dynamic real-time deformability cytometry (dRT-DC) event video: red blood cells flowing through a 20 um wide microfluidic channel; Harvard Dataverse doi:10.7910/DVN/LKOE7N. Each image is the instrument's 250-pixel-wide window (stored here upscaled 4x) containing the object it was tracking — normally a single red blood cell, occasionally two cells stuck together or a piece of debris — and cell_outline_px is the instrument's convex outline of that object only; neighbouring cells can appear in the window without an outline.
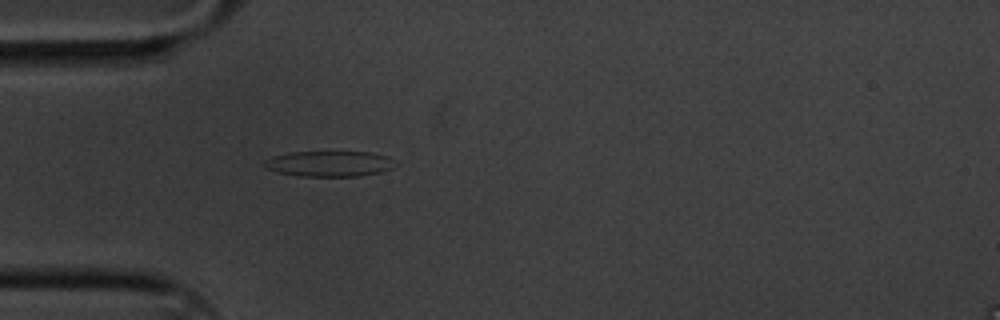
{"species": "common noctule bat (a hibernating species)", "species_latin": "Nyctalus noctula", "temperature_condition": "cold", "stored_images_in_passage": 43, "camera_frame_rate_fps": 3000, "um_per_image_px": 0.085, "animal": {"sex": "male", "body_mass_g": 20.1, "forearm_length_mm": 53.5}, "frame": {"image": 1, "passage_image": 1, "time_ms": 0.0, "image_size_px": [1000, 320], "cell_outline_px": [[396, 164], [392, 168], [380, 172], [360, 176], [296, 176], [276, 172], [264, 168], [260, 164], [264, 160], [272, 156], [288, 152], [368, 152], [388, 156]], "centroid_in_image_um": [27.91, 13.92], "position_along_channel_um": 57.1, "area_um2": 19.77}}
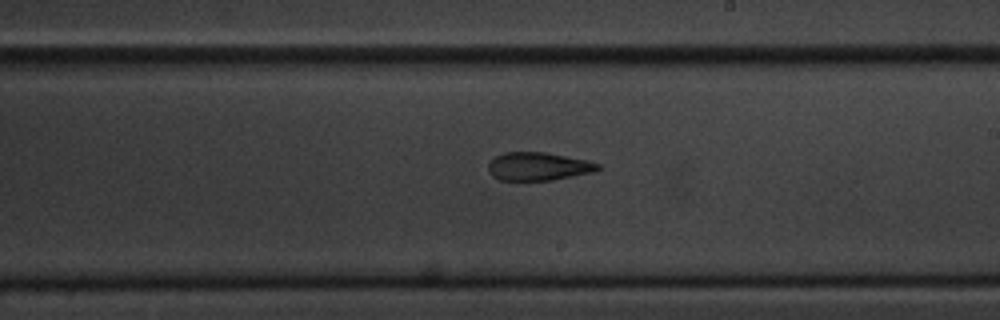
{"frame": {"image": 2, "passage_image": 18, "time_ms": 5.667, "image_size_px": [1000, 320], "cell_outline_px": [[600, 168], [596, 172], [552, 180], [500, 180], [492, 176], [488, 168], [488, 164], [496, 156], [504, 152], [544, 152], [588, 160], [600, 164]], "centroid_in_image_um": [45.79, 14.14], "position_along_channel_um": 243.2, "area_um2": 18.03}}
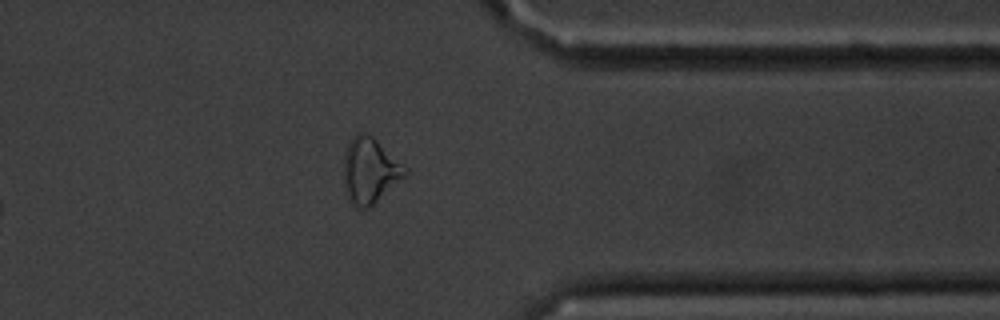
{"frame": {"image": 3, "passage_image": 31, "time_ms": 10.0, "image_size_px": [1000, 320], "cell_outline_px": [[408, 172], [404, 176], [368, 208], [360, 208], [352, 200], [344, 184], [344, 152], [352, 136], [356, 132], [364, 132], [372, 136], [408, 168]], "centroid_in_image_um": [31.44, 14.42], "position_along_channel_um": 380.0, "area_um2": 22.77}, "authors_computed_cell_mechanics": {"area_um2": 19.0162, "velocity_mm_per_s": 3.3478, "shape_relaxation_time_tau1_ms": 10.0318, "shape_relaxation_time_tau2_ms": 3.4041, "deformation_change_tau1": 0.2178, "deformation_change_tau2": 0.1277}}